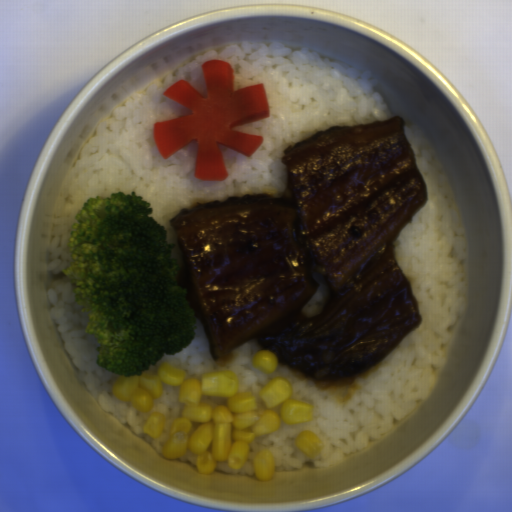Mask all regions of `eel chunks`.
<instances>
[{
  "label": "eel chunks",
  "mask_w": 512,
  "mask_h": 512,
  "mask_svg": "<svg viewBox=\"0 0 512 512\" xmlns=\"http://www.w3.org/2000/svg\"><path fill=\"white\" fill-rule=\"evenodd\" d=\"M279 195L193 203L169 219L212 359L251 339L316 382L371 367L422 320L394 259L428 192L403 117L288 145Z\"/></svg>",
  "instance_id": "1"
}]
</instances>
